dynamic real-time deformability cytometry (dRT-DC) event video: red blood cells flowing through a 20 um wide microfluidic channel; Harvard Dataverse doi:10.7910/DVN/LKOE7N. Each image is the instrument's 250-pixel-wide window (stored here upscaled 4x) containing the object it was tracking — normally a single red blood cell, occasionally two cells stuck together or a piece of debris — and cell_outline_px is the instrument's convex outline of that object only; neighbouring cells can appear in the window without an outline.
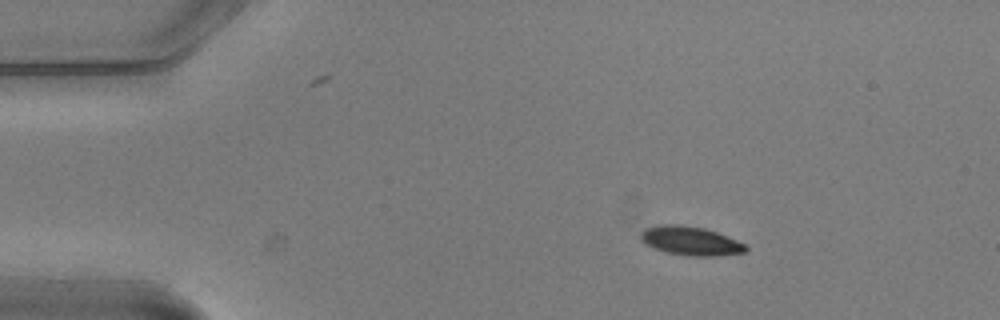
{"species": "common noctule bat (a hibernating species)", "species_latin": "Nyctalus noctula", "temperature_condition": "warm", "stored_images_in_passage": 5, "camera_frame_rate_fps": 3000, "um_per_image_px": 0.085, "animal": {"sex": "male", "body_mass_g": 20.5, "forearm_length_mm": 52.5}, "frame": {"image": 1, "passage_image": 2, "time_ms": 0.333, "image_size_px": [1000, 320], "cell_outline_px": [[748, 248], [744, 252], [712, 256], [688, 256], [668, 252], [652, 248], [644, 244], [640, 240], [640, 232], [644, 228], [656, 224], [680, 224], [704, 228], [716, 232], [736, 240], [744, 244]], "centroid_in_image_um": [58.6, 20.46], "position_along_channel_um": 26.4, "area_um2": 17.74}}